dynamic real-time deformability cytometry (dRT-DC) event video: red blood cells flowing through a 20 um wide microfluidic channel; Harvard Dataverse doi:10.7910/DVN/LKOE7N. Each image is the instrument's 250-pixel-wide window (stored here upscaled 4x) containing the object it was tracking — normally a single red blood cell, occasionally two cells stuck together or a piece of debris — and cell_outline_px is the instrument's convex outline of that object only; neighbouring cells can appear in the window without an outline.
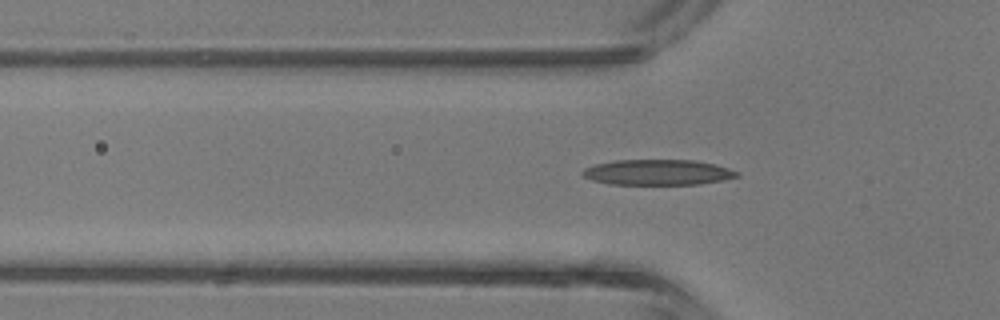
{"species": "common noctule bat (a hibernating species)", "species_latin": "Nyctalus noctula", "temperature_condition": "room temperature", "stored_images_in_passage": 4, "camera_frame_rate_fps": 3000, "um_per_image_px": 0.085, "animal": {"sex": "male", "body_mass_g": 13.3}, "frame": {"image": 1, "passage_image": 4, "time_ms": 3.333, "image_size_px": [1000, 320], "cell_outline_px": [[740, 176], [700, 184], [608, 184], [592, 180], [584, 176], [580, 172], [584, 168], [596, 164], [612, 160], [696, 160], [728, 168], [740, 172]], "centroid_in_image_um": [55.88, 14.64], "position_along_channel_um": 69.9, "area_um2": 22.89}}